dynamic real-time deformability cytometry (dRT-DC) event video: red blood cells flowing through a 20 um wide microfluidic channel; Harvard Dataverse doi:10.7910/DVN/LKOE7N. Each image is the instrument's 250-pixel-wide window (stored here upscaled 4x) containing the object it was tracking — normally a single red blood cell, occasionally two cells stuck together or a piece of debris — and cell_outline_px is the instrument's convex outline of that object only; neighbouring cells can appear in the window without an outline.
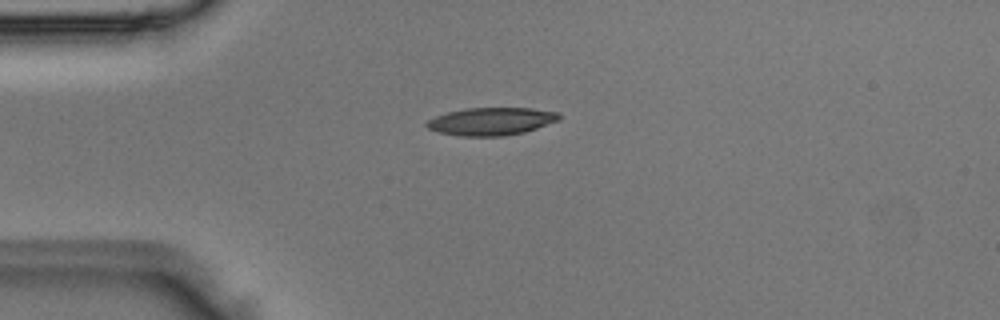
{"species": "Egyptian fruit bat (a non-hibernating species)", "species_latin": "Rousettus aegyptiacus", "temperature_condition": "room temperature", "stored_images_in_passage": 7, "camera_frame_rate_fps": 3000, "um_per_image_px": 0.085, "animal": {"sex": "male"}, "frame": {"image": 1, "passage_image": 7, "time_ms": 2.0, "image_size_px": [1000, 320], "cell_outline_px": [[560, 120], [524, 132], [504, 136], [460, 136], [440, 132], [428, 128], [424, 124], [428, 120], [436, 116], [448, 112], [468, 108], [532, 108], [556, 112], [560, 116]], "centroid_in_image_um": [41.76, 10.31], "position_along_channel_um": 43.2, "area_um2": 21.21}}